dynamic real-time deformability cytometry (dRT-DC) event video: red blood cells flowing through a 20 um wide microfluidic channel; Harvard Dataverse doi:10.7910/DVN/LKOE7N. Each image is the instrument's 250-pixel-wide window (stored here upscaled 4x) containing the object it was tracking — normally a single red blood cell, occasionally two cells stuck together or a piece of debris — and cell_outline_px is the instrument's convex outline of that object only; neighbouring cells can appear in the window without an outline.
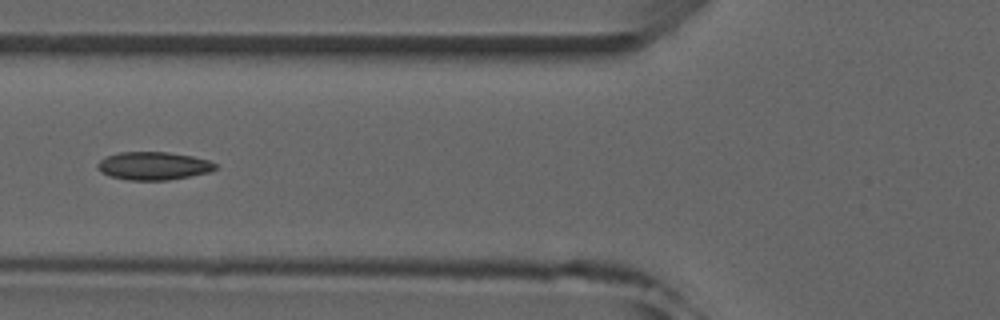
{"species": "common noctule bat (a hibernating species)", "species_latin": "Nyctalus noctula", "temperature_condition": "room temperature", "stored_images_in_passage": 4, "camera_frame_rate_fps": 3000, "um_per_image_px": 0.085, "animal": {"sex": "male", "forearm_length_mm": 52.5}, "frame": {"image": 1, "passage_image": 2, "time_ms": 1.333, "image_size_px": [1000, 320], "cell_outline_px": [[216, 168], [208, 172], [168, 180], [128, 180], [112, 176], [100, 172], [96, 168], [96, 164], [100, 160], [108, 156], [120, 152], [168, 152], [192, 156], [208, 160], [216, 164]], "centroid_in_image_um": [13.01, 14.09], "position_along_channel_um": 112.8, "area_um2": 19.07}}
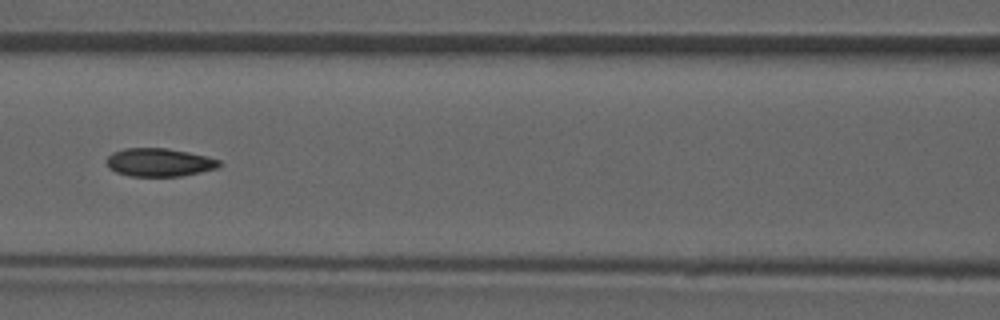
{"frame": {"image": 2, "passage_image": 3, "time_ms": 2.333, "image_size_px": [1000, 320], "cell_outline_px": [[220, 164], [216, 168], [200, 172], [180, 176], [128, 176], [116, 172], [108, 168], [104, 160], [112, 152], [124, 148], [168, 148], [208, 156], [220, 160]], "centroid_in_image_um": [13.48, 13.79], "position_along_channel_um": 153.1, "area_um2": 18.67}}